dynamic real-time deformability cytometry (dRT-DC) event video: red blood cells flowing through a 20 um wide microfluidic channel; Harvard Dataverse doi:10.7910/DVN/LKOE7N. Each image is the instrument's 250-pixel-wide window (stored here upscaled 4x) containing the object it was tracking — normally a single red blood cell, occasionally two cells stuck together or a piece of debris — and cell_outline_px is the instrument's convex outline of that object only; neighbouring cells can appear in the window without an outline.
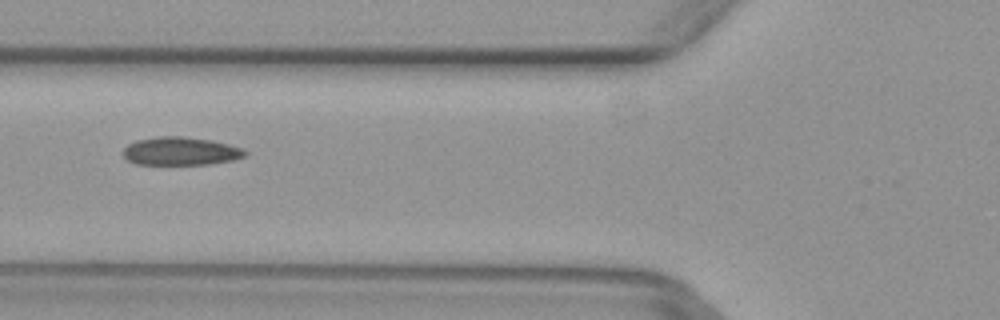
{"species": "common noctule bat (a hibernating species)", "species_latin": "Nyctalus noctula", "temperature_condition": "warm", "stored_images_in_passage": 2, "camera_frame_rate_fps": 3000, "um_per_image_px": 0.085, "animal": {"sex": "female", "body_mass_g": 29.2, "forearm_length_mm": 56.3}, "frame": {"image": 1, "passage_image": 2, "time_ms": 0.333, "image_size_px": [1000, 320], "cell_outline_px": [[248, 152], [244, 156], [232, 160], [208, 164], [136, 164], [128, 160], [124, 156], [124, 148], [128, 144], [136, 140], [160, 136], [184, 136], [212, 140], [244, 148]], "centroid_in_image_um": [15.37, 12.84], "position_along_channel_um": 110.4, "area_um2": 20.0}}